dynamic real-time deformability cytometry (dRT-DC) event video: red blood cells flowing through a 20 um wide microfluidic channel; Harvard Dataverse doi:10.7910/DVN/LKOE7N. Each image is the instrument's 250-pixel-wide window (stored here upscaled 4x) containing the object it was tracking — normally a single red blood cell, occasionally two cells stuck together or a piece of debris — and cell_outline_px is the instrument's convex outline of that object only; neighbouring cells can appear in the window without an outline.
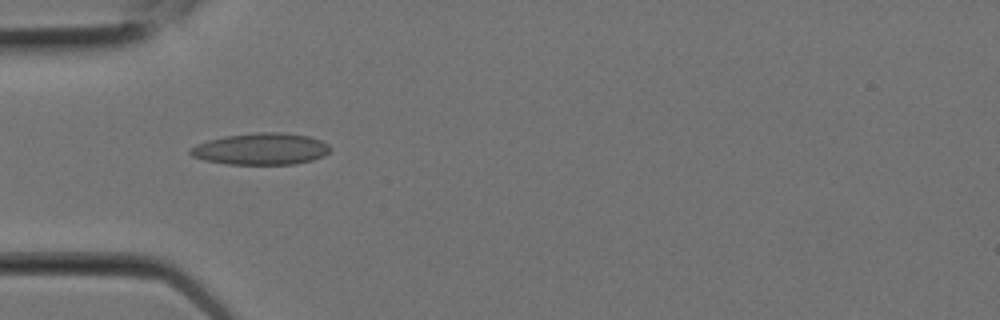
{"species": "Egyptian fruit bat (a non-hibernating species)", "species_latin": "Rousettus aegyptiacus", "temperature_condition": "room temperature", "stored_images_in_passage": 4, "camera_frame_rate_fps": 3000, "um_per_image_px": 0.085, "animal": {"sex": "female"}, "frame": {"image": 1, "passage_image": 3, "time_ms": 0.667, "image_size_px": [1000, 320], "cell_outline_px": [[332, 148], [324, 156], [312, 160], [296, 164], [228, 164], [204, 160], [192, 156], [188, 152], [188, 148], [196, 144], [208, 140], [224, 136], [256, 132], [280, 132], [308, 136], [320, 140], [328, 144]], "centroid_in_image_um": [22.16, 12.66], "position_along_channel_um": 62.8, "area_um2": 25.95}}
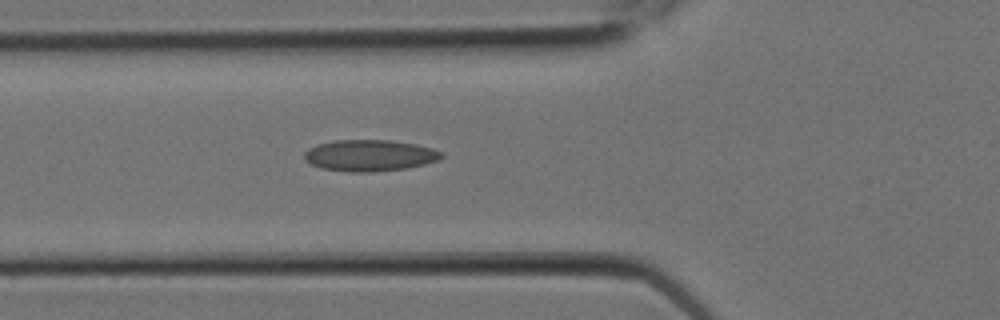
{"frame": {"image": 2, "passage_image": 4, "time_ms": 1.0, "image_size_px": [1000, 320], "cell_outline_px": [[444, 156], [440, 160], [424, 164], [404, 168], [372, 172], [348, 172], [320, 168], [304, 160], [304, 152], [308, 148], [316, 144], [336, 140], [388, 140], [416, 144], [432, 148], [444, 152]], "centroid_in_image_um": [31.42, 13.21], "position_along_channel_um": 94.4, "area_um2": 25.26}}